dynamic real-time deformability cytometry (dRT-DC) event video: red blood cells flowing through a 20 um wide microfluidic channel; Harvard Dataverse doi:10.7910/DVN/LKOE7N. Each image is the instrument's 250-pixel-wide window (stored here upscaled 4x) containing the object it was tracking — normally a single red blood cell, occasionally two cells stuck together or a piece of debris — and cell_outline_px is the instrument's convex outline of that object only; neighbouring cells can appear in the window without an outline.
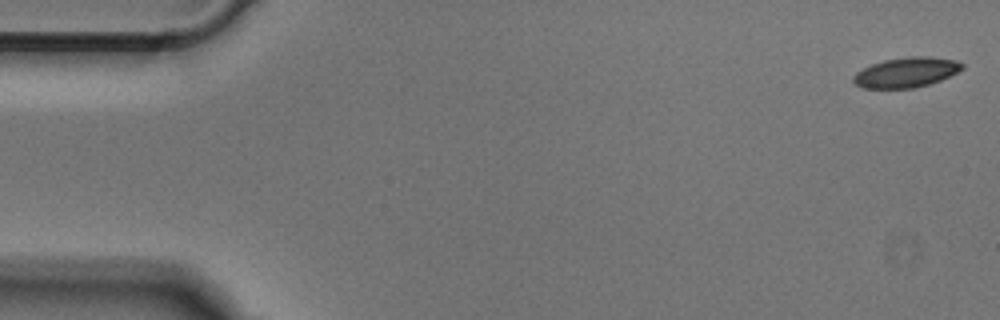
{"species": "Egyptian fruit bat (a non-hibernating species)", "species_latin": "Rousettus aegyptiacus", "temperature_condition": "cold", "stored_images_in_passage": 50, "camera_frame_rate_fps": 3000, "um_per_image_px": 0.085, "animal": {"sex": "male"}, "frame": {"image": 1, "passage_image": 1, "time_ms": 0.0, "image_size_px": [1000, 320], "cell_outline_px": [[964, 68], [940, 80], [928, 84], [912, 88], [860, 88], [852, 80], [852, 76], [856, 72], [872, 64], [884, 60], [908, 56], [932, 56], [956, 60], [964, 64]], "centroid_in_image_um": [77.02, 6.14], "position_along_channel_um": 8.0, "area_um2": 19.02}}
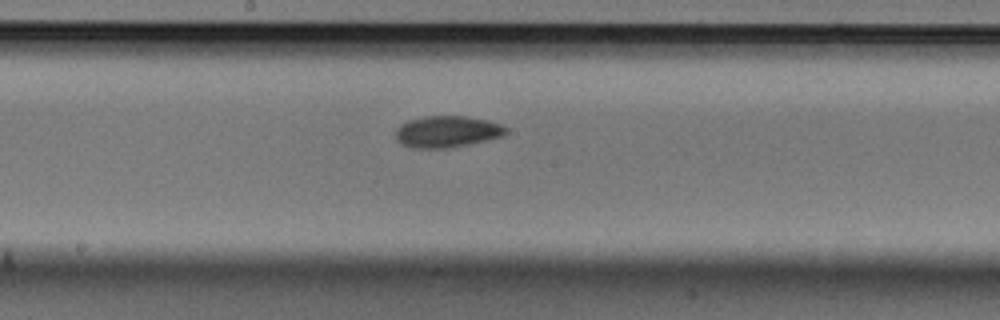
{"frame": {"image": 2, "passage_image": 26, "time_ms": 8.333, "image_size_px": [1000, 320], "cell_outline_px": [[508, 132], [500, 136], [452, 148], [412, 148], [400, 144], [396, 140], [396, 128], [400, 124], [408, 120], [424, 116], [464, 116], [488, 120], [500, 124], [508, 128]], "centroid_in_image_um": [37.95, 11.19], "position_along_channel_um": 210.2, "area_um2": 20.35}}
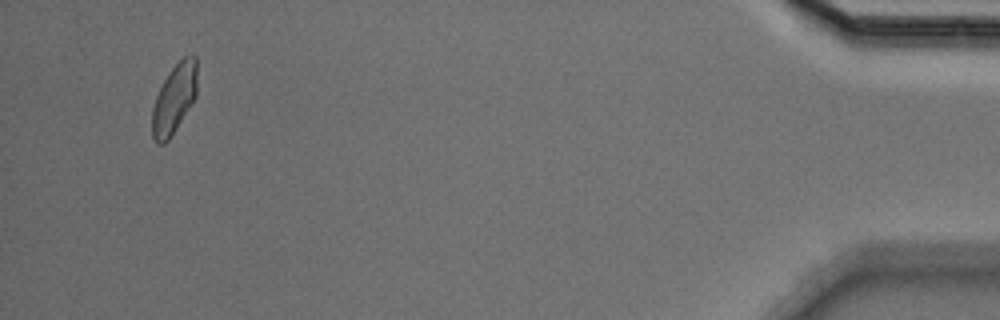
{"frame": {"image": 3, "passage_image": 48, "time_ms": 15.667, "image_size_px": [1000, 320], "cell_outline_px": [[196, 96], [176, 128], [168, 140], [164, 144], [156, 144], [152, 136], [152, 108], [156, 96], [168, 72], [184, 56], [196, 56]], "centroid_in_image_um": [14.78, 8.41], "position_along_channel_um": 420.4, "area_um2": 17.92}}